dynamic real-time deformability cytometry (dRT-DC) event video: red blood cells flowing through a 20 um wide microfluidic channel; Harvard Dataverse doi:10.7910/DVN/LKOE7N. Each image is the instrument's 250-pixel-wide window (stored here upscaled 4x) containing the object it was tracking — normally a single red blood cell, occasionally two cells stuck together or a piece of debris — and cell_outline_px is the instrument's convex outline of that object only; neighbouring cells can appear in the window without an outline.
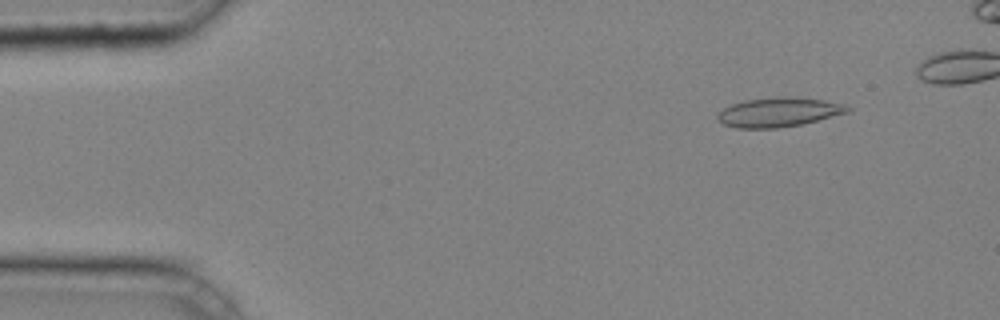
{"species": "common noctule bat (a hibernating species)", "species_latin": "Nyctalus noctula", "temperature_condition": "cold", "stored_images_in_passage": 42, "camera_frame_rate_fps": 3000, "um_per_image_px": 0.085, "animal": {"sex": "male", "body_mass_g": 20.4}, "frame": {"image": 1, "passage_image": 5, "time_ms": 1.333, "image_size_px": [1000, 320], "cell_outline_px": [[852, 112], [800, 124], [776, 128], [736, 128], [724, 124], [716, 116], [724, 108], [732, 104], [744, 100], [776, 96], [780, 96], [824, 100], [844, 104], [852, 108]], "centroid_in_image_um": [66.22, 9.53], "position_along_channel_um": 18.8, "area_um2": 22.14}}
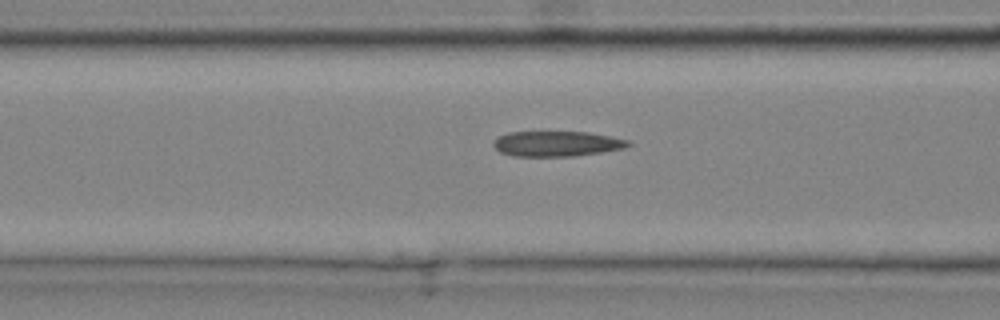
{"frame": {"image": 2, "passage_image": 18, "time_ms": 5.667, "image_size_px": [1000, 320], "cell_outline_px": [[632, 144], [624, 148], [600, 152], [572, 156], [512, 156], [500, 152], [492, 144], [500, 136], [508, 132], [588, 132], [628, 140]], "centroid_in_image_um": [47.31, 12.22], "position_along_channel_um": 119.3, "area_um2": 19.59}}
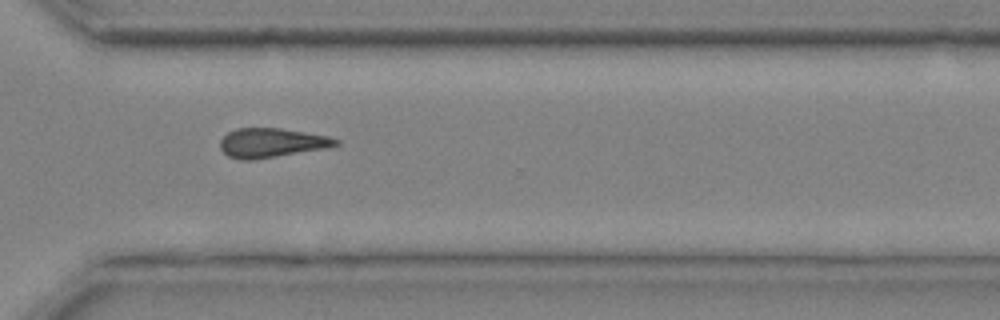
{"frame": {"image": 3, "passage_image": 34, "time_ms": 11.0, "image_size_px": [1000, 320], "cell_outline_px": [[340, 144], [328, 148], [252, 160], [240, 160], [228, 156], [220, 148], [220, 140], [228, 132], [236, 128], [280, 128], [328, 136], [340, 140]], "centroid_in_image_um": [23.09, 12.14], "position_along_channel_um": 347.5, "area_um2": 19.77}, "authors_computed_cell_mechanics": {"area_um2": 20.0855, "velocity_mm_per_s": 4.2722, "shape_relaxation_time_tau1_ms": 6.0014, "shape_relaxation_time_tau2_ms": 3.8169, "deformation_change_tau1": 0.1295, "deformation_change_tau2": 0.136}}